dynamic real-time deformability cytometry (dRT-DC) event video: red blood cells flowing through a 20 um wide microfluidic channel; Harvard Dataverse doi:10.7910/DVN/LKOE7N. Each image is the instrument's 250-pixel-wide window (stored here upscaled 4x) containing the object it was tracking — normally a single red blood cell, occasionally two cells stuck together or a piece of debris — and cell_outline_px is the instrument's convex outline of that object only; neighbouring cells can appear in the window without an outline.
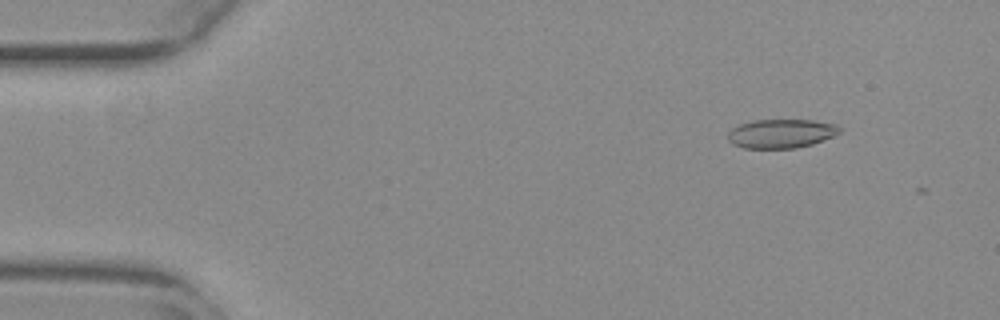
{"species": "common noctule bat (a hibernating species)", "species_latin": "Nyctalus noctula", "temperature_condition": "warm", "stored_images_in_passage": 8, "camera_frame_rate_fps": 3000, "um_per_image_px": 0.085, "animal": {"sex": "female", "body_mass_g": 29.2, "forearm_length_mm": 56.3}, "frame": {"image": 1, "passage_image": 6, "time_ms": 1.667, "image_size_px": [1000, 320], "cell_outline_px": [[840, 132], [832, 136], [812, 144], [796, 148], [744, 148], [732, 144], [728, 140], [728, 132], [732, 128], [740, 124], [752, 120], [812, 120], [836, 124], [840, 128]], "centroid_in_image_um": [66.36, 11.35], "position_along_channel_um": 18.6, "area_um2": 18.79}}